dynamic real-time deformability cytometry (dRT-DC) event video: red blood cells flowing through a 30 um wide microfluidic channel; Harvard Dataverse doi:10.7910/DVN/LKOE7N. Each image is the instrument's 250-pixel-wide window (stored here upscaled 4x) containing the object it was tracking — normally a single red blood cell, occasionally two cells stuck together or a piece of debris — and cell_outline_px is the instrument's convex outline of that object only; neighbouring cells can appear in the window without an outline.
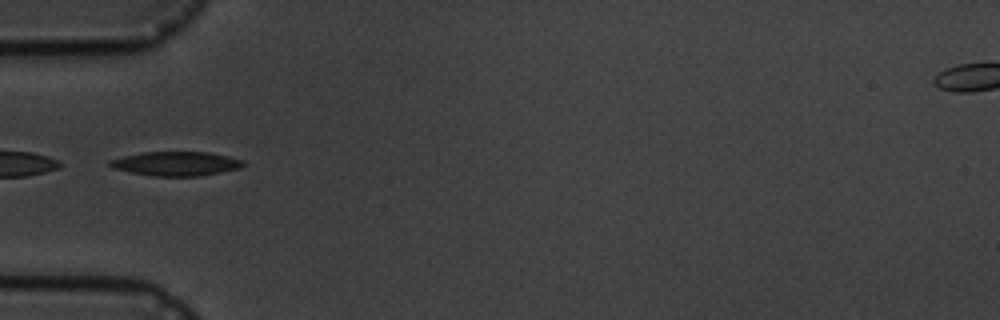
{"species": "common noctule bat (a hibernating species)", "species_latin": "Nyctalus noctula", "temperature_condition": "cold", "stored_images_in_passage": 7, "camera_frame_rate_fps": 3000, "um_per_image_px": 0.085, "animal": {"sex": "male", "body_mass_g": 19.5, "forearm_length_mm": 54.6}, "frame": {"image": 1, "passage_image": 4, "time_ms": 4.333, "image_size_px": [1000, 320], "cell_outline_px": [[248, 164], [240, 168], [200, 176], [152, 176], [112, 168], [108, 164], [108, 160], [124, 156], [144, 152], [208, 152], [228, 156], [244, 160]], "centroid_in_image_um": [15.0, 13.91], "position_along_channel_um": 70.0, "area_um2": 18.84}}
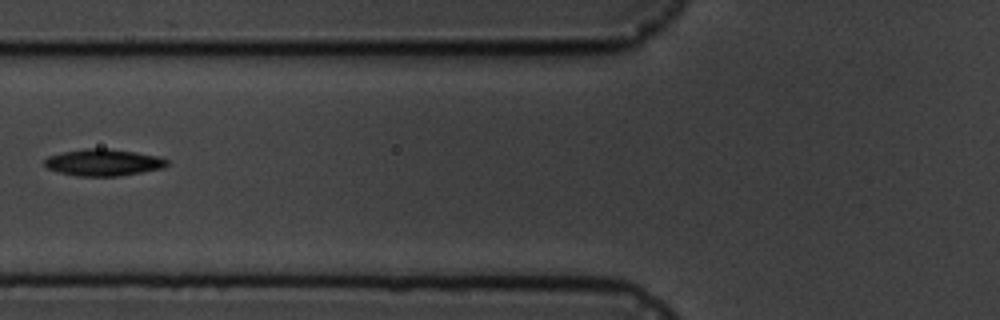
{"frame": {"image": 2, "passage_image": 5, "time_ms": 5.667, "image_size_px": [1000, 320], "cell_outline_px": [[168, 164], [164, 168], [120, 176], [76, 176], [56, 172], [48, 168], [44, 164], [44, 160], [48, 156], [64, 152], [84, 148], [108, 148], [136, 152], [156, 156], [168, 160]], "centroid_in_image_um": [8.77, 13.81], "position_along_channel_um": 117.0, "area_um2": 19.19}}
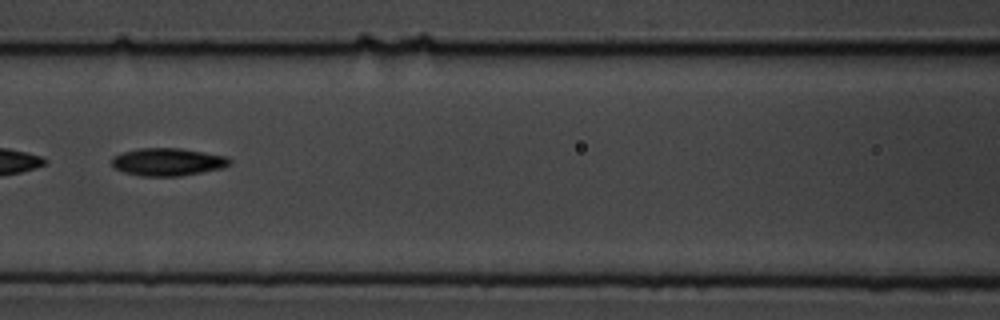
{"frame": {"image": 3, "passage_image": 6, "time_ms": 6.667, "image_size_px": [1000, 320], "cell_outline_px": [[232, 164], [224, 168], [180, 176], [140, 176], [124, 172], [112, 168], [112, 156], [124, 152], [140, 148], [180, 148], [204, 152], [224, 156], [232, 160]], "centroid_in_image_um": [14.26, 13.77], "position_along_channel_um": 152.3, "area_um2": 19.13}}